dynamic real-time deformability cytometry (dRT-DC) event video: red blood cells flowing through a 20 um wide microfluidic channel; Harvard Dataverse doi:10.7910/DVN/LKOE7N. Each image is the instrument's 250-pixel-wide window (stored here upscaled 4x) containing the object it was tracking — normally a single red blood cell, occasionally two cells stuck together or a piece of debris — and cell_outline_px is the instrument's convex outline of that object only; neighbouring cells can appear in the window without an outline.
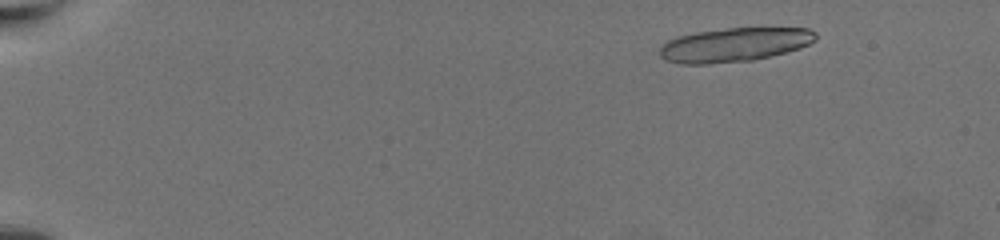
{"species": "common noctule bat (a hibernating species)", "species_latin": "Nyctalus noctula", "temperature_condition": "warm", "stored_images_in_passage": 28, "segment_of_instrument_passage": [1, 2], "camera_frame_rate_fps": 3000, "um_per_image_px": 0.085, "animal": {"sex": "female", "body_mass_g": 19.5, "forearm_length_mm": 54.1}, "frame": {"image": 1, "passage_image": 8, "time_ms": 2.333, "image_size_px": [1000, 240], "cell_outline_px": [[816, 40], [800, 48], [752, 60], [708, 64], [680, 64], [664, 60], [660, 56], [660, 48], [668, 40], [676, 36], [696, 32], [728, 28], [808, 28], [816, 32]], "centroid_in_image_um": [62.39, 3.8], "position_along_channel_um": 22.6, "area_um2": 30.81}}